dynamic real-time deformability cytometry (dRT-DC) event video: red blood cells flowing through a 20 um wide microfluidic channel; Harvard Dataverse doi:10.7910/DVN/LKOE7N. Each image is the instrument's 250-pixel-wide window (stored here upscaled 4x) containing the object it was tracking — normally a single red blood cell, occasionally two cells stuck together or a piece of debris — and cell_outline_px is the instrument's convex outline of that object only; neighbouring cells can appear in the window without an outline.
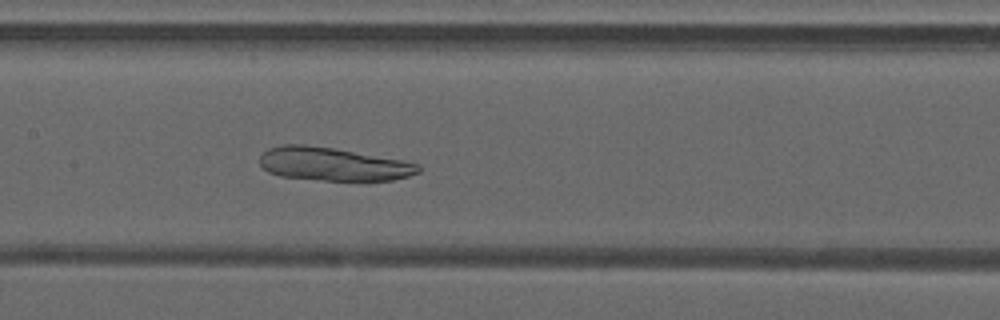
{"species": "common noctule bat (a hibernating species)", "species_latin": "Nyctalus noctula", "temperature_condition": "warm", "stored_images_in_passage": 35, "camera_frame_rate_fps": 3000, "um_per_image_px": 0.085, "animal": {"sex": "male", "forearm_length_mm": 52.5}, "frame": {"image": 1, "passage_image": 11, "time_ms": 3.333, "image_size_px": [1000, 320], "cell_outline_px": [[420, 172], [408, 176], [392, 180], [324, 180], [280, 176], [268, 172], [260, 164], [260, 156], [268, 148], [284, 144], [304, 144], [336, 148], [404, 160], [420, 164]], "centroid_in_image_um": [28.32, 13.93], "position_along_channel_um": 179.1, "area_um2": 30.87}}
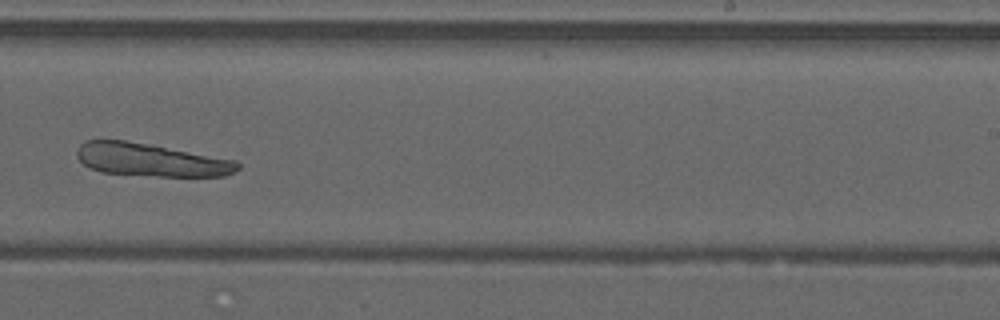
{"frame": {"image": 2, "passage_image": 18, "time_ms": 5.667, "image_size_px": [1000, 320], "cell_outline_px": [[240, 168], [224, 176], [160, 176], [104, 172], [88, 168], [76, 156], [76, 152], [80, 144], [84, 140], [124, 140], [148, 144], [236, 160], [240, 164]], "centroid_in_image_um": [12.8, 13.58], "position_along_channel_um": 276.2, "area_um2": 30.58}}
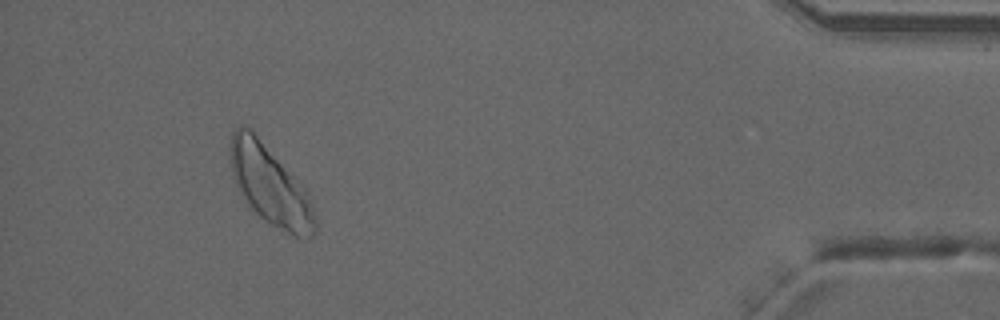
{"frame": {"image": 3, "passage_image": 32, "time_ms": 10.333, "image_size_px": [1000, 320], "cell_outline_px": [[316, 232], [312, 236], [292, 236], [264, 220], [248, 208], [232, 176], [232, 132], [240, 124], [252, 128], [308, 192], [312, 204], [316, 220]], "centroid_in_image_um": [22.96, 15.76], "position_along_channel_um": 412.2, "area_um2": 39.02}}